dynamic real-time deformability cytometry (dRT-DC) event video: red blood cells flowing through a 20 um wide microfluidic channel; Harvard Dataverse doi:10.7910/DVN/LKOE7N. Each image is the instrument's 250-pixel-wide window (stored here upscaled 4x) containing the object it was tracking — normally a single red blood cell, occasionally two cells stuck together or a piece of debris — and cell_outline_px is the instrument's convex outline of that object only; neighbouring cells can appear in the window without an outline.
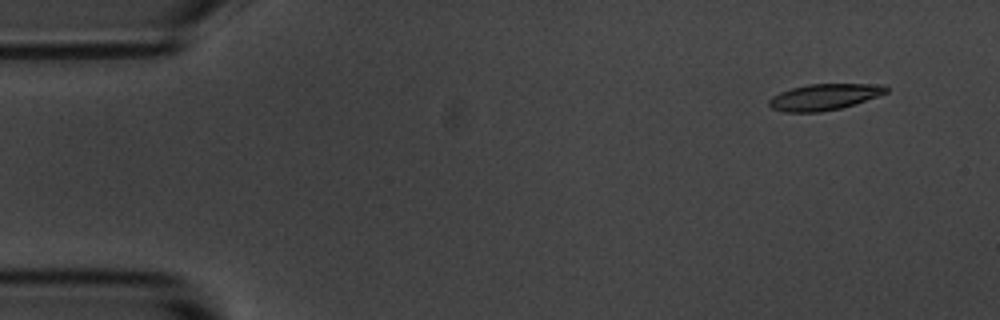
{"species": "common noctule bat (a hibernating species)", "species_latin": "Nyctalus noctula", "temperature_condition": "room temperature", "stored_images_in_passage": 5, "camera_frame_rate_fps": 3000, "um_per_image_px": 0.085, "animal": {"sex": "male", "body_mass_g": 20.1, "forearm_length_mm": 53.5}, "frame": {"image": 1, "passage_image": 2, "time_ms": 1.0, "image_size_px": [1000, 320], "cell_outline_px": [[888, 92], [880, 96], [840, 108], [820, 112], [784, 112], [772, 108], [768, 104], [768, 100], [772, 96], [780, 92], [792, 88], [808, 84], [884, 84], [888, 88]], "centroid_in_image_um": [70.07, 8.24], "position_along_channel_um": 14.9, "area_um2": 17.92}}
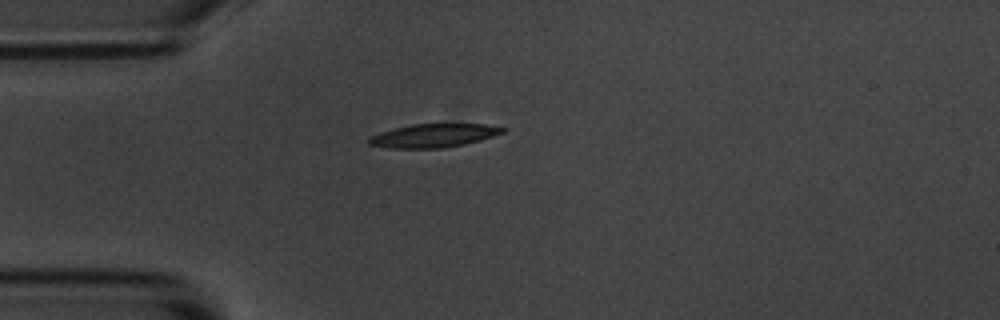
{"frame": {"image": 2, "passage_image": 5, "time_ms": 4.333, "image_size_px": [1000, 320], "cell_outline_px": [[508, 128], [504, 132], [480, 140], [464, 144], [444, 148], [392, 148], [368, 144], [368, 136], [380, 132], [412, 124], [484, 124]], "centroid_in_image_um": [36.85, 11.52], "position_along_channel_um": 48.1, "area_um2": 18.21}}